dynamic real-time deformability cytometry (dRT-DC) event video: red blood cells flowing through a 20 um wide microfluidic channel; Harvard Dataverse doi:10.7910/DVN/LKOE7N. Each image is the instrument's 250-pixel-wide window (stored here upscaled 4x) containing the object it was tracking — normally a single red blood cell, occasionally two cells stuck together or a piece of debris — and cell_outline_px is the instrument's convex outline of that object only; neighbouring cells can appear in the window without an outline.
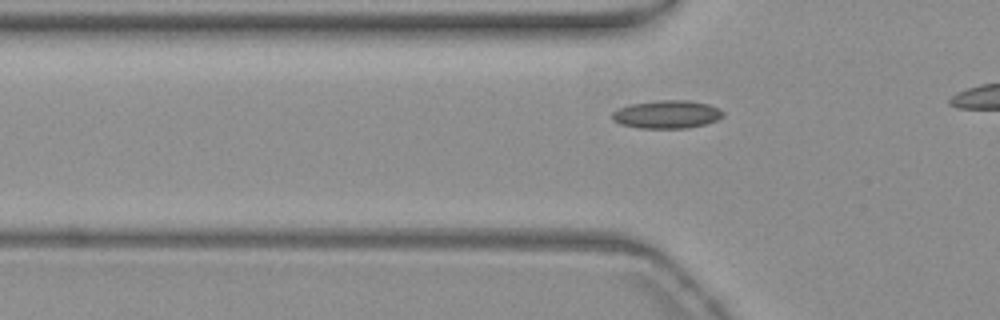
{"species": "common noctule bat (a hibernating species)", "species_latin": "Nyctalus noctula", "temperature_condition": "warm", "stored_images_in_passage": 23, "camera_frame_rate_fps": 3000, "um_per_image_px": 0.085, "animal": {"sex": "female", "body_mass_g": 19.3, "forearm_length_mm": 54.1}, "frame": {"image": 1, "passage_image": 10, "time_ms": 3.0, "image_size_px": [1000, 320], "cell_outline_px": [[724, 116], [716, 120], [704, 124], [684, 128], [640, 128], [620, 124], [612, 120], [612, 112], [616, 108], [628, 104], [660, 100], [684, 100], [708, 104], [724, 112]], "centroid_in_image_um": [56.62, 9.72], "position_along_channel_um": 69.2, "area_um2": 18.09}}
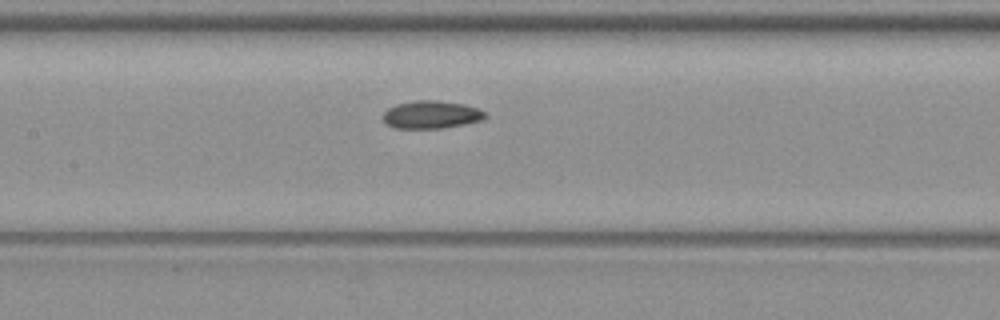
{"frame": {"image": 2, "passage_image": 18, "time_ms": 5.667, "image_size_px": [1000, 320], "cell_outline_px": [[488, 116], [480, 120], [464, 124], [440, 128], [396, 128], [388, 124], [384, 120], [384, 112], [388, 108], [396, 104], [416, 100], [436, 100], [464, 104], [480, 108], [488, 112]], "centroid_in_image_um": [36.71, 9.73], "position_along_channel_um": 170.7, "area_um2": 16.53}}
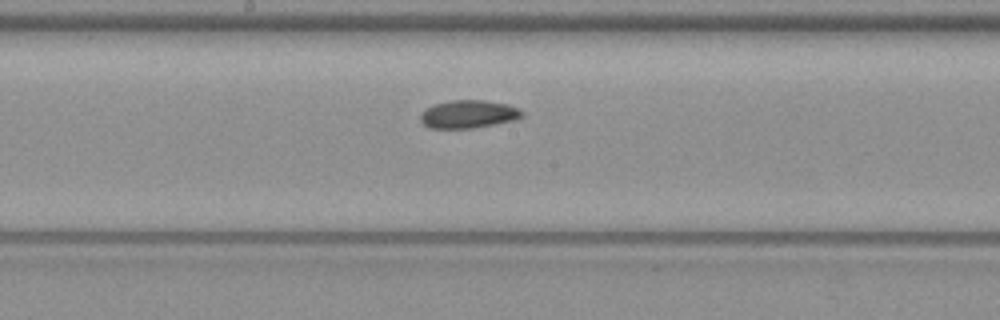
{"frame": {"image": 3, "passage_image": 21, "time_ms": 6.667, "image_size_px": [1000, 320], "cell_outline_px": [[524, 116], [512, 120], [472, 128], [428, 128], [420, 120], [420, 116], [432, 104], [448, 100], [484, 100], [508, 104], [520, 108], [524, 112]], "centroid_in_image_um": [39.83, 9.69], "position_along_channel_um": 208.4, "area_um2": 16.53}}